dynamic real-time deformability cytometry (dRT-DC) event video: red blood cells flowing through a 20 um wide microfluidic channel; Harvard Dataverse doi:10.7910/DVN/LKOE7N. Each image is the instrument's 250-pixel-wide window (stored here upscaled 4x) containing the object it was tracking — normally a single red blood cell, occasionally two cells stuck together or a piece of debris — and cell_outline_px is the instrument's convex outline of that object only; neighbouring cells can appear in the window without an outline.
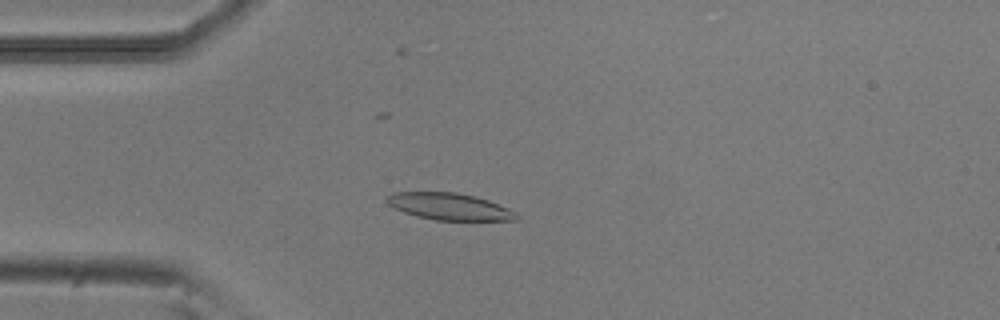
{"species": "common noctule bat (a hibernating species)", "species_latin": "Nyctalus noctula", "temperature_condition": "room temperature", "stored_images_in_passage": 49, "camera_frame_rate_fps": 3000, "um_per_image_px": 0.085, "animal": {"sex": "male", "body_mass_g": 20.5, "forearm_length_mm": 52.5}, "frame": {"image": 1, "passage_image": 11, "time_ms": 3.333, "image_size_px": [1000, 320], "cell_outline_px": [[520, 220], [436, 220], [416, 216], [404, 212], [388, 204], [384, 200], [392, 192], [456, 192], [476, 196], [488, 200], [508, 208], [516, 212], [520, 216]], "centroid_in_image_um": [38.22, 17.55], "position_along_channel_um": 46.8, "area_um2": 20.35}}
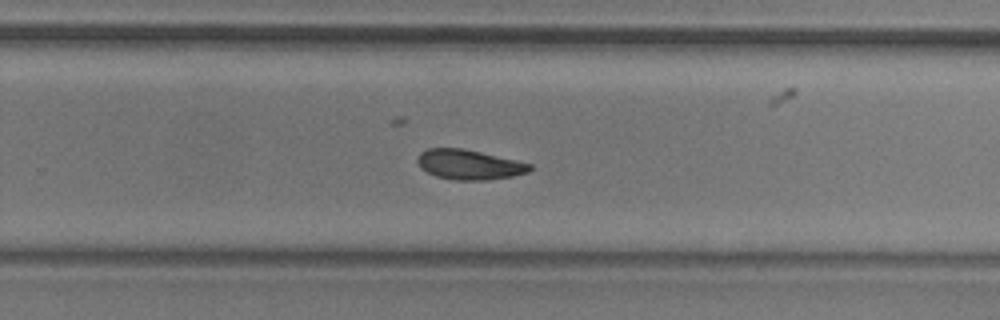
{"frame": {"image": 2, "passage_image": 31, "time_ms": 10.0, "image_size_px": [1000, 320], "cell_outline_px": [[532, 168], [528, 172], [512, 176], [488, 180], [456, 180], [436, 176], [420, 168], [416, 160], [420, 152], [428, 148], [464, 148], [516, 160], [532, 164]], "centroid_in_image_um": [39.86, 13.98], "position_along_channel_um": 289.9, "area_um2": 19.59}}
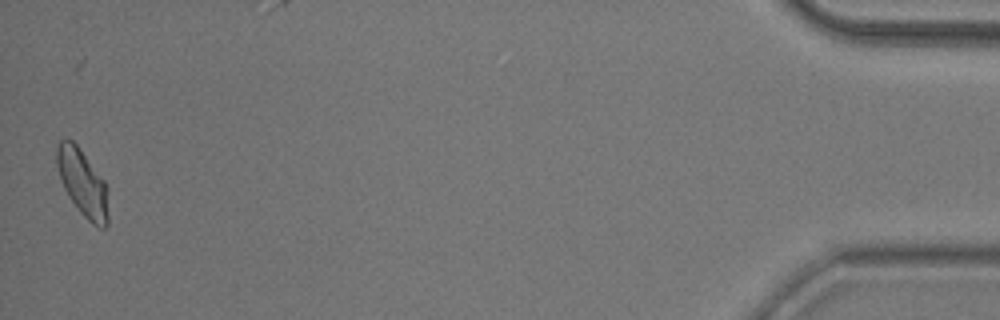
{"frame": {"image": 3, "passage_image": 49, "time_ms": 16.0, "image_size_px": [1000, 320], "cell_outline_px": [[108, 224], [104, 228], [100, 228], [92, 224], [80, 212], [68, 196], [60, 180], [56, 164], [56, 148], [60, 140], [64, 136], [72, 140], [76, 144], [104, 180], [108, 188]], "centroid_in_image_um": [7.02, 15.54], "position_along_channel_um": 428.2, "area_um2": 20.29}}